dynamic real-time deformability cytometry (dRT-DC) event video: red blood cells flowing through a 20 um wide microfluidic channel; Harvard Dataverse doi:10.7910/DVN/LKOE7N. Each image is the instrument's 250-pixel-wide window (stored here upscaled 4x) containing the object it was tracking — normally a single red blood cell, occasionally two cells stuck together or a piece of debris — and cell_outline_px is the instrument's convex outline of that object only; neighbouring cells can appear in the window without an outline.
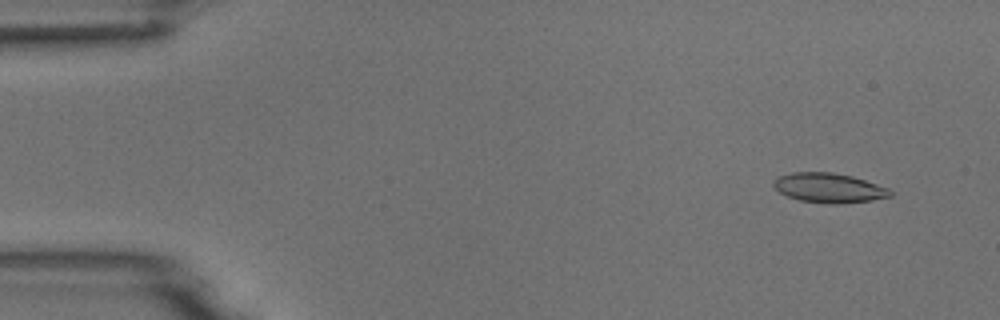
{"species": "common noctule bat (a hibernating species)", "species_latin": "Nyctalus noctula", "temperature_condition": "room temperature", "stored_images_in_passage": 4, "camera_frame_rate_fps": 3000, "um_per_image_px": 0.085, "animal": {"sex": "male", "body_mass_g": 18.8}, "frame": {"image": 1, "passage_image": 1, "time_ms": 0.0, "image_size_px": [1000, 320], "cell_outline_px": [[892, 196], [872, 200], [840, 204], [828, 204], [800, 200], [788, 196], [780, 192], [772, 184], [772, 180], [776, 176], [792, 172], [832, 172], [852, 176], [888, 188], [892, 192]], "centroid_in_image_um": [70.43, 15.96], "position_along_channel_um": 14.6, "area_um2": 20.17}}
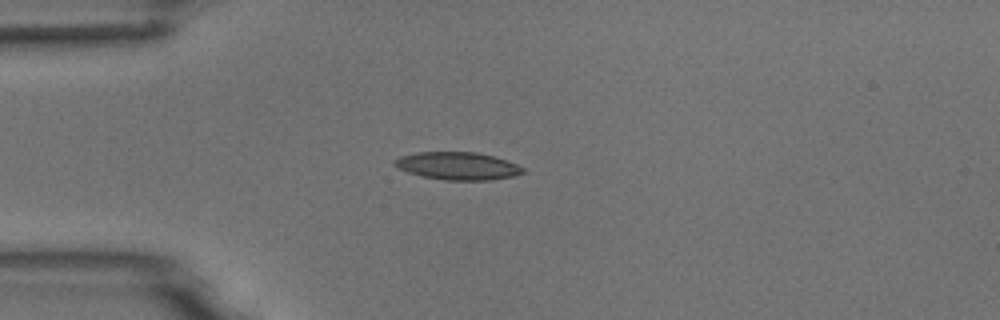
{"frame": {"image": 2, "passage_image": 4, "time_ms": 1.0, "image_size_px": [1000, 320], "cell_outline_px": [[524, 172], [516, 176], [492, 180], [444, 180], [424, 176], [408, 172], [396, 168], [392, 164], [392, 160], [400, 156], [416, 152], [476, 152], [508, 160], [524, 168]], "centroid_in_image_um": [38.89, 14.1], "position_along_channel_um": 46.1, "area_um2": 20.87}}